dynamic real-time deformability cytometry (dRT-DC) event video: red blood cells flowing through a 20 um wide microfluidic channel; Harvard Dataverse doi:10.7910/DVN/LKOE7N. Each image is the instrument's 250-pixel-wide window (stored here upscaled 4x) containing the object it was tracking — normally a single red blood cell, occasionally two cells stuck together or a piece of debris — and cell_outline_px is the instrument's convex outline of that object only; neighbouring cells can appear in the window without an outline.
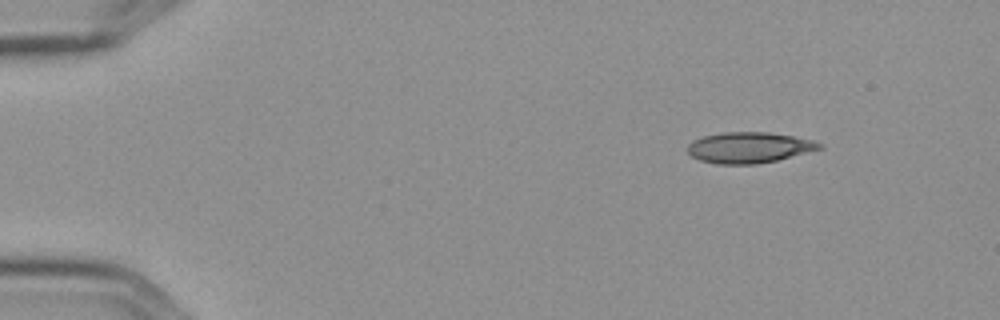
{"species": "Egyptian fruit bat (a non-hibernating species)", "species_latin": "Rousettus aegyptiacus", "temperature_condition": "cold", "stored_images_in_passage": 5, "segment_of_instrument_passage": [1, 2], "camera_frame_rate_fps": 3000, "um_per_image_px": 0.085, "frame": {"image": 1, "passage_image": 1, "time_ms": 0.0, "image_size_px": [1000, 320], "cell_outline_px": [[824, 148], [776, 160], [756, 164], [716, 164], [700, 160], [692, 156], [688, 152], [688, 144], [692, 140], [704, 136], [724, 132], [768, 132], [792, 136], [812, 140], [824, 144]], "centroid_in_image_um": [63.67, 12.54], "position_along_channel_um": 21.3, "area_um2": 23.64}}
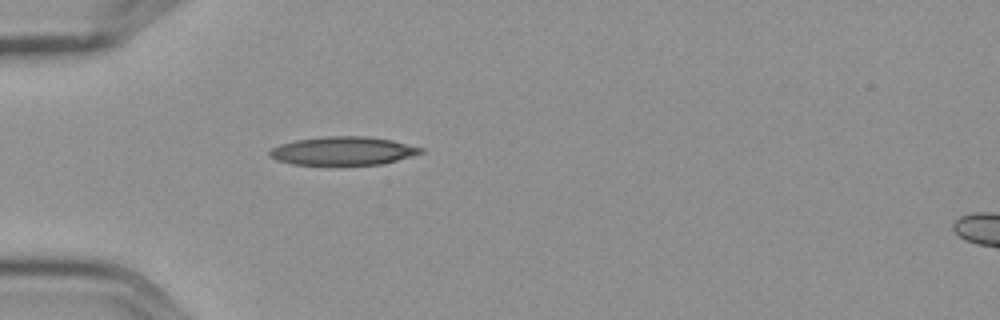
{"frame": {"image": 2, "passage_image": 4, "time_ms": 1.0, "image_size_px": [1000, 320], "cell_outline_px": [[424, 152], [396, 160], [380, 164], [292, 164], [276, 160], [268, 156], [268, 152], [272, 148], [280, 144], [296, 140], [324, 136], [368, 136], [392, 140], [424, 148]], "centroid_in_image_um": [29.13, 12.81], "position_along_channel_um": 55.9, "area_um2": 24.85}}